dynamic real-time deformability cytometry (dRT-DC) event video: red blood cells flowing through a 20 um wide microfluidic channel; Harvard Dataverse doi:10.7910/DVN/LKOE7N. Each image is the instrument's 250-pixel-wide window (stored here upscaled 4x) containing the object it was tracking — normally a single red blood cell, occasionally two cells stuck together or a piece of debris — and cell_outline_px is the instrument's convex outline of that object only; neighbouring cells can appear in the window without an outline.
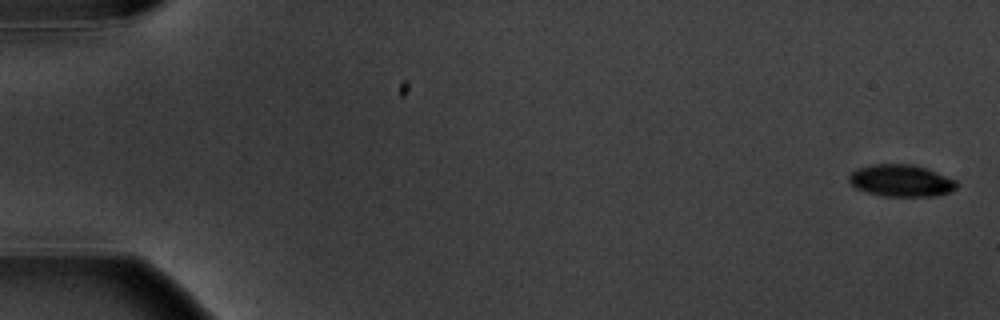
{"species": "common noctule bat (a hibernating species)", "species_latin": "Nyctalus noctula", "temperature_condition": "warm", "stored_images_in_passage": 4, "camera_frame_rate_fps": 3000, "um_per_image_px": 0.085, "animal": {"sex": "male", "body_mass_g": 20.1, "forearm_length_mm": 53.5}, "frame": {"image": 1, "passage_image": 1, "time_ms": 0.0, "image_size_px": [1000, 320], "cell_outline_px": [[960, 184], [952, 192], [932, 196], [884, 196], [868, 192], [856, 188], [848, 180], [848, 176], [852, 172], [860, 168], [876, 164], [912, 164], [936, 172], [956, 180]], "centroid_in_image_um": [76.63, 15.36], "position_along_channel_um": 8.4, "area_um2": 19.88}}